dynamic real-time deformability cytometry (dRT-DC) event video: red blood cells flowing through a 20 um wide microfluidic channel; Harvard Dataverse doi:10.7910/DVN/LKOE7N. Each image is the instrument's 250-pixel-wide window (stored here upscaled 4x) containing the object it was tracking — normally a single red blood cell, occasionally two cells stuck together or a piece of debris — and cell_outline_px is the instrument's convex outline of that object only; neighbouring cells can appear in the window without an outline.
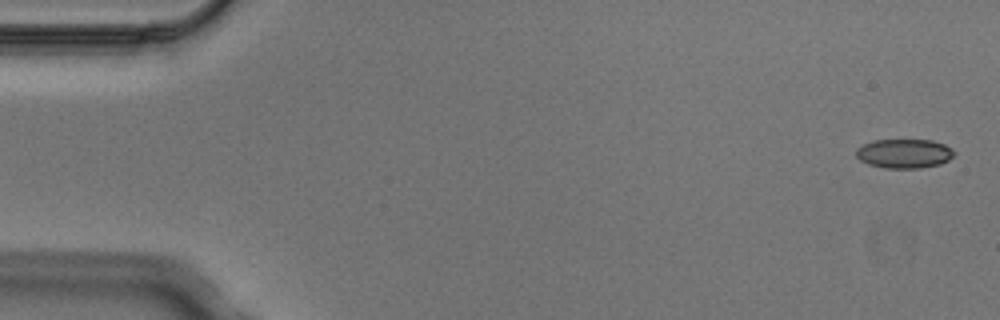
{"species": "Egyptian fruit bat (a non-hibernating species)", "species_latin": "Rousettus aegyptiacus", "temperature_condition": "cold", "stored_images_in_passage": 4, "camera_frame_rate_fps": 3000, "um_per_image_px": 0.085, "animal": {"sex": "male"}, "frame": {"image": 1, "passage_image": 1, "time_ms": 0.0, "image_size_px": [1000, 320], "cell_outline_px": [[956, 152], [948, 160], [940, 164], [920, 168], [884, 168], [868, 164], [860, 160], [856, 156], [856, 148], [872, 140], [932, 140], [944, 144], [952, 148]], "centroid_in_image_um": [76.85, 13.05], "position_along_channel_um": 8.1, "area_um2": 16.76}}
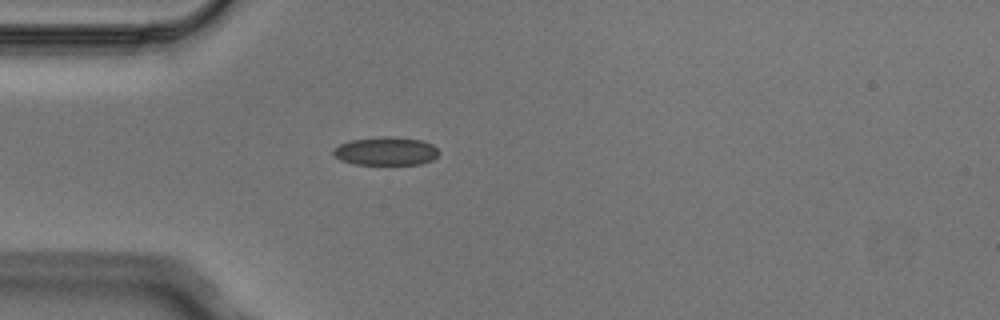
{"frame": {"image": 2, "passage_image": 4, "time_ms": 1.0, "image_size_px": [1000, 320], "cell_outline_px": [[440, 152], [432, 160], [420, 164], [356, 164], [340, 160], [332, 152], [332, 148], [340, 144], [352, 140], [384, 136], [392, 136], [424, 140], [432, 144]], "centroid_in_image_um": [32.81, 12.84], "position_along_channel_um": 52.2, "area_um2": 17.46}}